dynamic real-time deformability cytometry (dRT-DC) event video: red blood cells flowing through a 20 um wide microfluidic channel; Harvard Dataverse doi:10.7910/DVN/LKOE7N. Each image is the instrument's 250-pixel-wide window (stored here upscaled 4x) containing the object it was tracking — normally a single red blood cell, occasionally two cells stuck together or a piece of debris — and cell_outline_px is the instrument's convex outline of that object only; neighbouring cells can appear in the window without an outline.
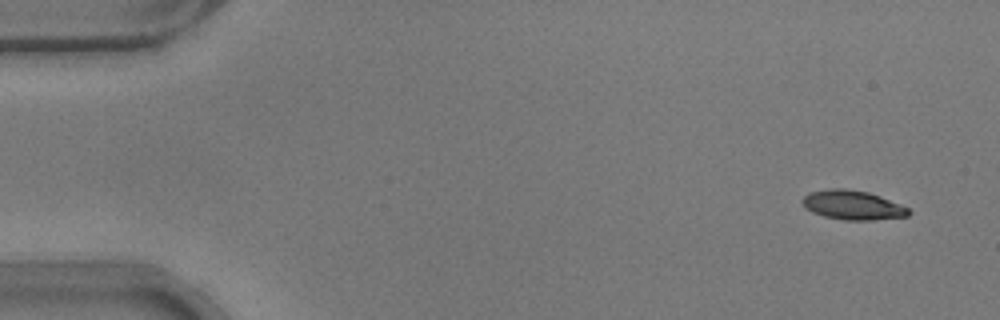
{"species": "common noctule bat (a hibernating species)", "species_latin": "Nyctalus noctula", "temperature_condition": "warm", "stored_images_in_passage": 51, "camera_frame_rate_fps": 3000, "um_per_image_px": 0.085, "animal": {"sex": "male", "body_mass_g": 17.9}, "frame": {"image": 1, "passage_image": 1, "time_ms": 0.0, "image_size_px": [1000, 320], "cell_outline_px": [[912, 212], [908, 216], [872, 220], [844, 220], [824, 216], [812, 212], [804, 208], [800, 200], [808, 192], [832, 188], [844, 188], [868, 192], [880, 196], [900, 204], [908, 208]], "centroid_in_image_um": [72.44, 17.43], "position_along_channel_um": 12.6, "area_um2": 18.26}}
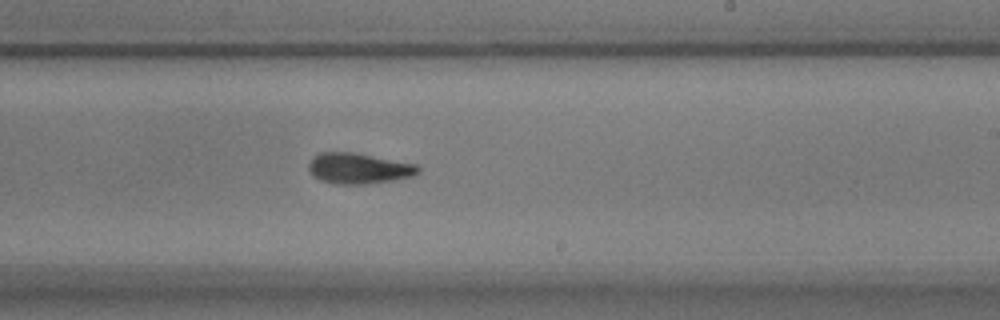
{"frame": {"image": 2, "passage_image": 30, "time_ms": 9.667, "image_size_px": [1000, 320], "cell_outline_px": [[420, 172], [412, 176], [392, 180], [368, 184], [336, 184], [320, 180], [308, 168], [308, 164], [320, 152], [352, 152], [416, 164], [420, 168]], "centroid_in_image_um": [30.51, 14.32], "position_along_channel_um": 258.5, "area_um2": 19.31}}
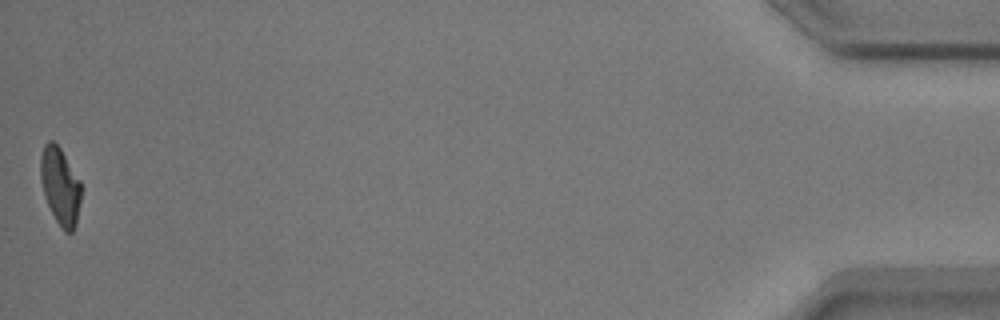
{"frame": {"image": 3, "passage_image": 51, "time_ms": 16.667, "image_size_px": [1000, 320], "cell_outline_px": [[80, 200], [76, 224], [72, 232], [64, 232], [56, 220], [44, 196], [40, 176], [40, 156], [44, 144], [48, 140], [52, 140], [60, 148], [80, 180]], "centroid_in_image_um": [5.1, 15.8], "position_along_channel_um": 430.1, "area_um2": 18.09}, "authors_computed_cell_mechanics": {"area_um2": 19.1896, "velocity_mm_per_s": 3.7883, "shape_relaxation_time_tau1_ms": 5.1188, "shape_relaxation_time_tau2_ms": 2.8278, "deformation_change_tau1": 0.193, "deformation_change_tau2": 0.1036}}